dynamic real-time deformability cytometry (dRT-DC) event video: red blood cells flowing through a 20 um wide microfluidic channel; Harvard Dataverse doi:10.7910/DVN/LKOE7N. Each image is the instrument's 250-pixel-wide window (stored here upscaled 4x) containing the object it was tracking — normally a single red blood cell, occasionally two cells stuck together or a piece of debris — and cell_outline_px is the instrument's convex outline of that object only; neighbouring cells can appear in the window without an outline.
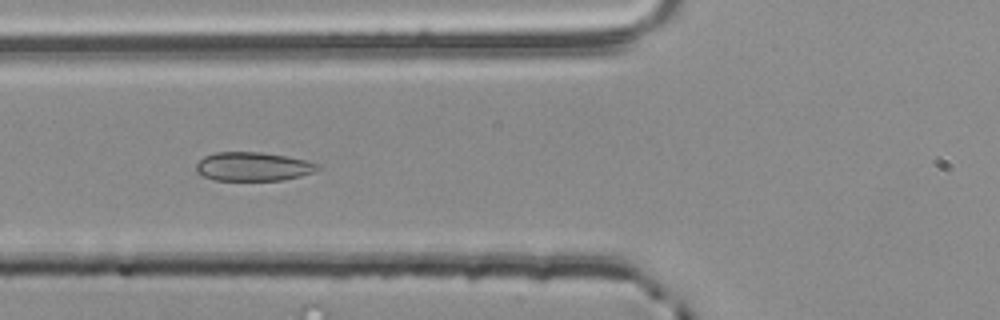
{"species": "common noctule bat (a hibernating species)", "species_latin": "Nyctalus noctula", "temperature_condition": "room temperature", "stored_images_in_passage": 50, "camera_frame_rate_fps": 3000, "um_per_image_px": 0.085, "animal": {"sex": "male", "body_mass_g": 20.4}, "frame": {"image": 1, "passage_image": 16, "time_ms": 5.0, "image_size_px": [1000, 320], "cell_outline_px": [[320, 168], [312, 172], [300, 176], [280, 180], [216, 180], [204, 176], [196, 172], [196, 164], [204, 156], [216, 152], [260, 152], [288, 156], [320, 164]], "centroid_in_image_um": [21.5, 14.15], "position_along_channel_um": 104.3, "area_um2": 20.29}}
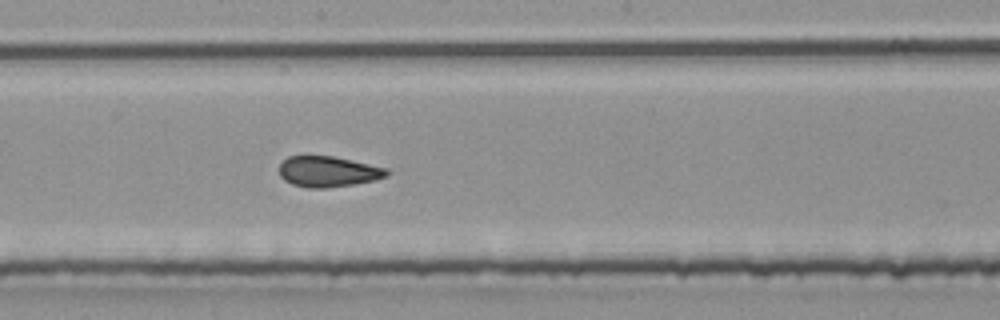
{"frame": {"image": 2, "passage_image": 25, "time_ms": 8.0, "image_size_px": [1000, 320], "cell_outline_px": [[388, 176], [372, 180], [352, 184], [328, 188], [308, 188], [292, 184], [284, 180], [280, 176], [280, 164], [288, 156], [332, 156], [388, 168]], "centroid_in_image_um": [27.87, 14.59], "position_along_channel_um": 220.3, "area_um2": 19.07}}
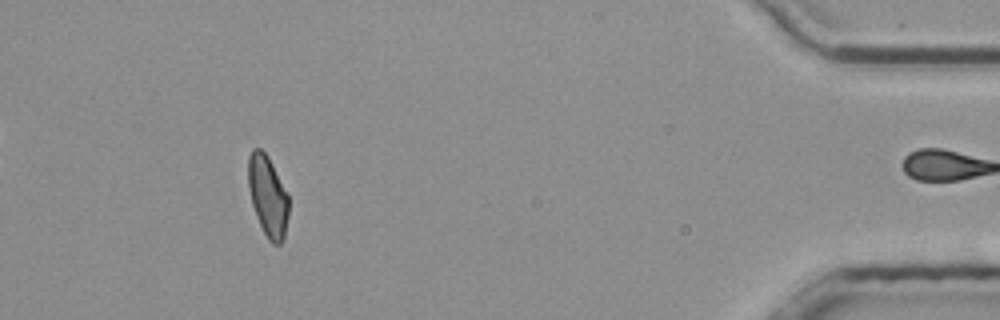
{"frame": {"image": 3, "passage_image": 45, "time_ms": 14.667, "image_size_px": [1000, 320], "cell_outline_px": [[288, 216], [284, 236], [280, 244], [272, 244], [268, 240], [256, 216], [252, 204], [248, 188], [248, 156], [252, 148], [260, 148], [268, 156], [288, 196]], "centroid_in_image_um": [22.74, 16.66], "position_along_channel_um": 412.5, "area_um2": 18.9}, "authors_computed_cell_mechanics": {"area_um2": 19.9699, "velocity_mm_per_s": 3.8644, "shape_relaxation_time_tau1_ms": 7.7144, "shape_relaxation_time_tau2_ms": 1.3086, "deformation_change_tau1": 0.1621, "deformation_change_tau2": 0.0717}}